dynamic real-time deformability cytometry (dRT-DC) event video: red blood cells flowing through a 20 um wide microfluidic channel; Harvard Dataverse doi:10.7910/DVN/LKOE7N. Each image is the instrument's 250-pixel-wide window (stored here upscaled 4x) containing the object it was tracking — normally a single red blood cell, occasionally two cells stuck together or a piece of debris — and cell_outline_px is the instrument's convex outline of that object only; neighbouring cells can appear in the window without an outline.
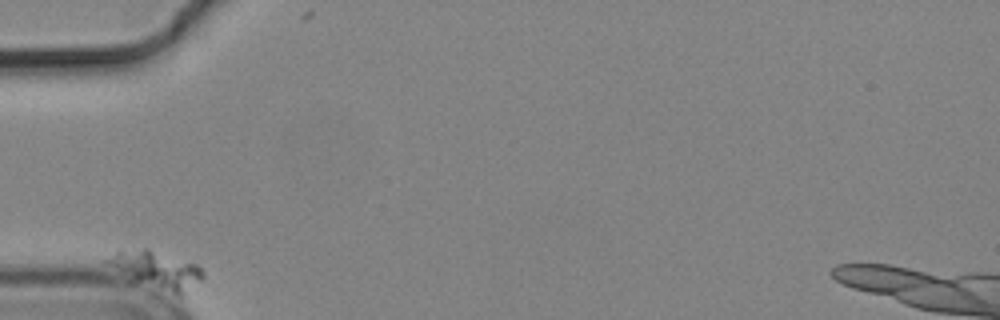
{"species": "common noctule bat (a hibernating species)", "species_latin": "Nyctalus noctula", "temperature_condition": "cold", "stored_images_in_passage": 38, "camera_frame_rate_fps": 3000, "um_per_image_px": 0.085, "animal": {"sex": "male", "body_mass_g": 19.2, "forearm_length_mm": 51.8}, "frame": {"image": 1, "passage_image": 1, "time_ms": 0.0, "image_size_px": [1000, 320], "cell_outline_px": [[204, 276], [200, 280], [180, 296], [132, 280], [104, 264], [100, 260], [116, 252], [144, 248], [148, 248], [196, 264], [204, 272]], "centroid_in_image_um": [13.24, 22.92], "position_along_channel_um": 71.8, "area_um2": 20.52}}
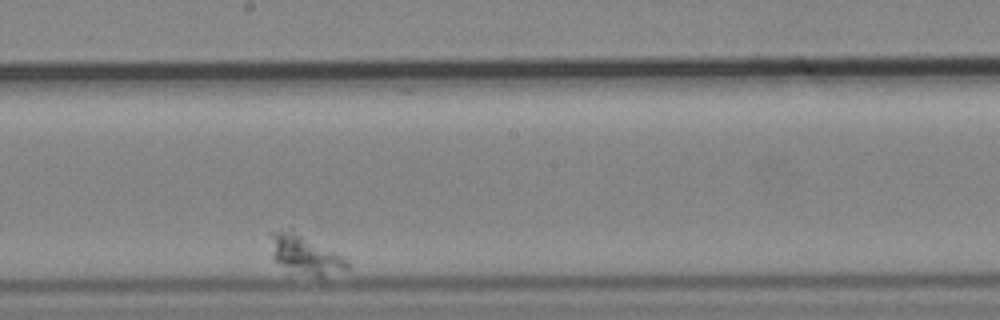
{"frame": {"image": 2, "passage_image": 22, "time_ms": 7.0, "image_size_px": [1000, 320], "cell_outline_px": [[348, 268], [320, 276], [316, 276], [272, 260], [268, 232], [280, 228], [292, 228], [348, 260]], "centroid_in_image_um": [25.83, 21.51], "position_along_channel_um": 222.4, "area_um2": 16.88}}
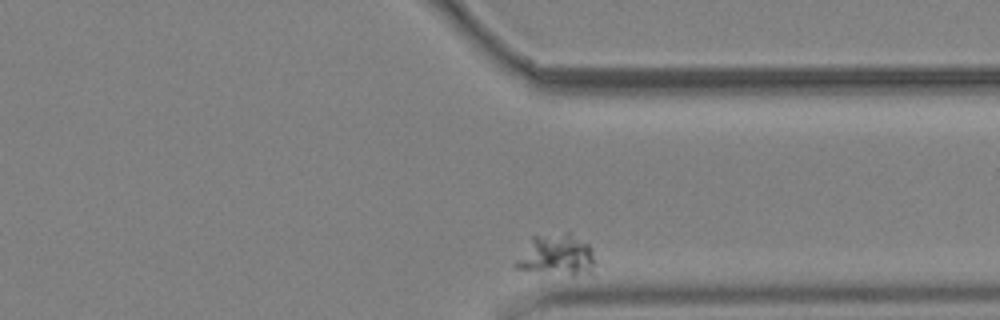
{"frame": {"image": 3, "passage_image": 38, "time_ms": 12.333, "image_size_px": [1000, 320], "cell_outline_px": [[596, 260], [592, 272], [572, 276], [512, 268], [512, 264], [532, 236], [564, 232], [568, 232], [588, 244], [592, 248]], "centroid_in_image_um": [47.3, 21.69], "position_along_channel_um": 364.1, "area_um2": 19.42}}